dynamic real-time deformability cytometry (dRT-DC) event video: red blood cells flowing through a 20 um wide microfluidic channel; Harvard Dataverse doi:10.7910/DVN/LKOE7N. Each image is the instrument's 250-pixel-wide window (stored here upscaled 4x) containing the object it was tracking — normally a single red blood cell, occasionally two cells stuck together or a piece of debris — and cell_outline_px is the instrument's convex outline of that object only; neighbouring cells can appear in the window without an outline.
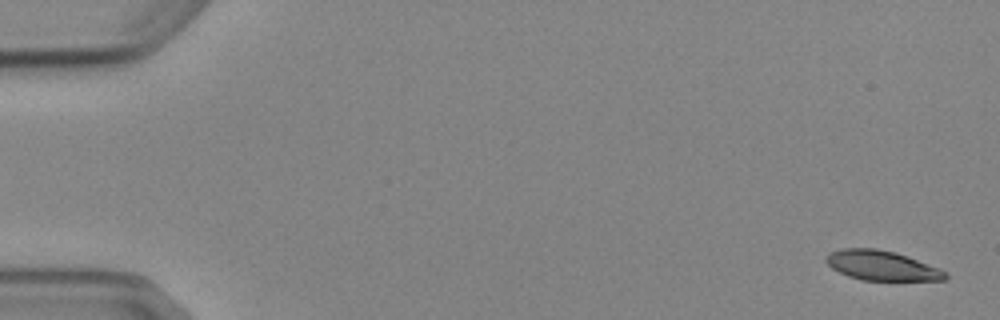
{"species": "Egyptian fruit bat (a non-hibernating species)", "species_latin": "Rousettus aegyptiacus", "temperature_condition": "cold", "stored_images_in_passage": 4, "segment_of_instrument_passage": [2, 2], "camera_frame_rate_fps": 3000, "um_per_image_px": 0.085, "animal": {"sex": "female"}, "frame": {"image": 1, "passage_image": 4, "time_ms": 3.333, "image_size_px": [1000, 320], "cell_outline_px": [[948, 276], [944, 280], [860, 280], [848, 276], [832, 268], [824, 260], [832, 252], [840, 248], [876, 248], [896, 252], [908, 256], [940, 268], [948, 272]], "centroid_in_image_um": [74.98, 22.57], "position_along_channel_um": 10.0, "area_um2": 20.69}}